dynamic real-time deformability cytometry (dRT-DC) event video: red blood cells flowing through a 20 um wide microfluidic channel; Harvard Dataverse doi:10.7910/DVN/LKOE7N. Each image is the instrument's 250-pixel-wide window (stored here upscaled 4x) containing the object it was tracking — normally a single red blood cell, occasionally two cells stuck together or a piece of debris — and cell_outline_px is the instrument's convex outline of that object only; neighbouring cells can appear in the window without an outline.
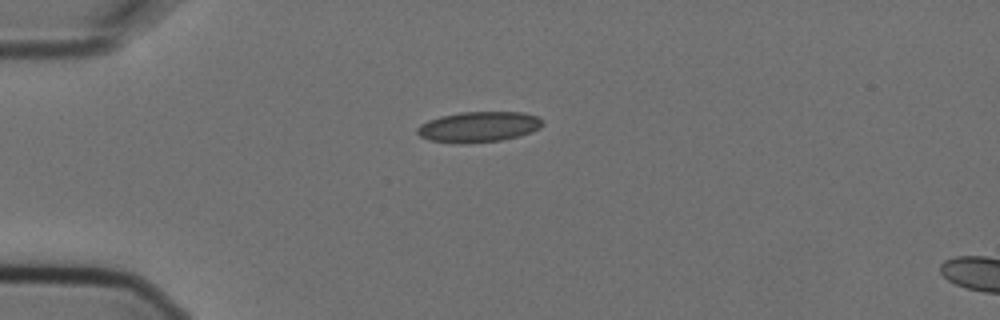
{"species": "Egyptian fruit bat (a non-hibernating species)", "species_latin": "Rousettus aegyptiacus", "temperature_condition": "cold", "stored_images_in_passage": 7, "camera_frame_rate_fps": 3000, "um_per_image_px": 0.085, "animal": {"sex": "female"}, "frame": {"image": 1, "passage_image": 1, "time_ms": 0.0, "image_size_px": [1000, 320], "cell_outline_px": [[544, 124], [540, 128], [532, 132], [520, 136], [500, 140], [468, 144], [460, 144], [428, 140], [420, 136], [416, 132], [416, 128], [420, 124], [428, 120], [440, 116], [460, 112], [520, 112], [536, 116], [544, 120]], "centroid_in_image_um": [40.67, 10.79], "position_along_channel_um": 44.3, "area_um2": 22.6}}
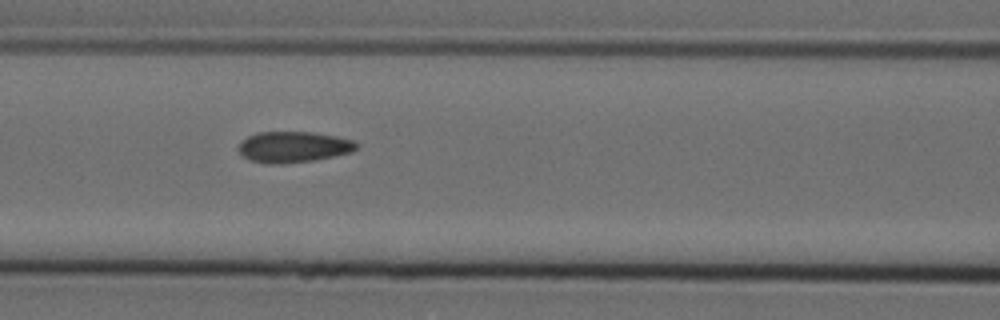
{"frame": {"image": 2, "passage_image": 4, "time_ms": 1.0, "image_size_px": [1000, 320], "cell_outline_px": [[360, 144], [352, 152], [316, 160], [284, 164], [264, 164], [252, 160], [244, 156], [236, 148], [240, 140], [256, 132], [312, 132], [336, 136], [352, 140]], "centroid_in_image_um": [24.92, 12.49], "position_along_channel_um": 141.7, "area_um2": 21.56}}
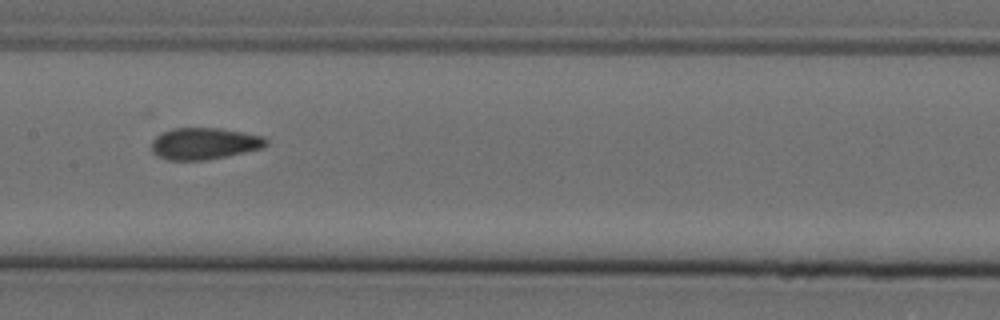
{"frame": {"image": 3, "passage_image": 5, "time_ms": 1.333, "image_size_px": [1000, 320], "cell_outline_px": [[268, 144], [264, 148], [204, 160], [168, 160], [152, 152], [152, 140], [160, 132], [172, 128], [220, 128], [264, 136], [268, 140]], "centroid_in_image_um": [17.37, 12.19], "position_along_channel_um": 190.0, "area_um2": 21.15}}